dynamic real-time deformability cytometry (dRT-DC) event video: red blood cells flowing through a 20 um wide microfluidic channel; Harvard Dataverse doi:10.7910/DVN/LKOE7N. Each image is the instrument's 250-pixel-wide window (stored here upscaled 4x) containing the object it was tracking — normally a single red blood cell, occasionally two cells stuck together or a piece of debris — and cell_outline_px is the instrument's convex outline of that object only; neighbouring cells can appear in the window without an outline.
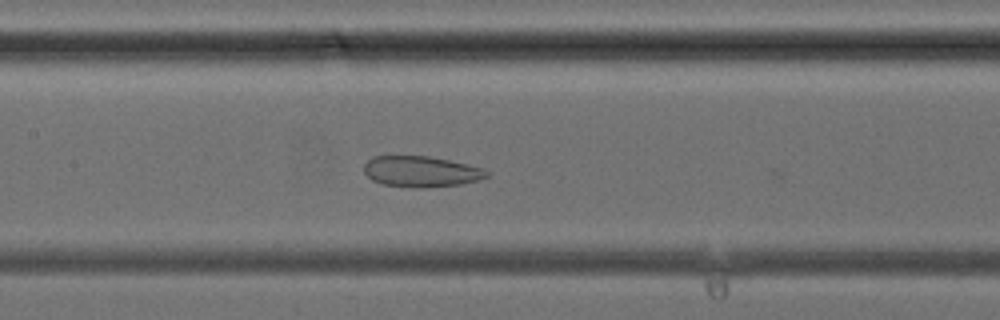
{"species": "common noctule bat (a hibernating species)", "species_latin": "Nyctalus noctula", "temperature_condition": "cold", "stored_images_in_passage": 19, "camera_frame_rate_fps": 3000, "um_per_image_px": 0.085, "animal": {"sex": "female", "body_mass_g": 24.6, "forearm_length_mm": 56.2}, "frame": {"image": 1, "passage_image": 18, "time_ms": 5.667, "image_size_px": [1000, 320], "cell_outline_px": [[488, 176], [476, 180], [460, 184], [420, 188], [384, 184], [372, 180], [364, 172], [364, 164], [372, 156], [428, 156], [448, 160], [484, 168], [488, 172]], "centroid_in_image_um": [35.77, 14.57], "position_along_channel_um": 171.6, "area_um2": 21.79}}